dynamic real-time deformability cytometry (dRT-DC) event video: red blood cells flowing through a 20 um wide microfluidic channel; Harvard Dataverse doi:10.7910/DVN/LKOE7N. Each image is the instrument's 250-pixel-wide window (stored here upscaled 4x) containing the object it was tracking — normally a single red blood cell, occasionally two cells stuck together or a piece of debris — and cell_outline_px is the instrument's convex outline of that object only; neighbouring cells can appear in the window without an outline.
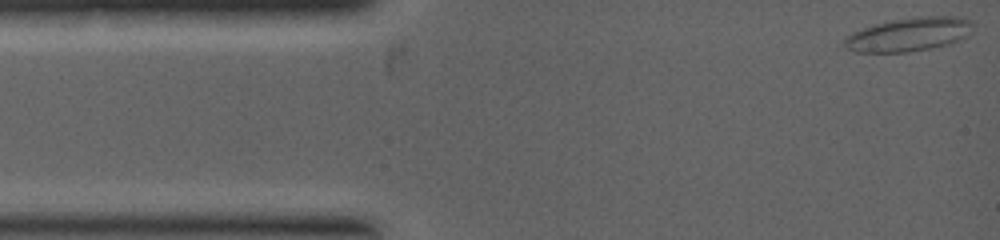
{"species": "common noctule bat (a hibernating species)", "species_latin": "Nyctalus noctula", "temperature_condition": "warm", "stored_images_in_passage": 23, "camera_frame_rate_fps": 5000, "um_per_image_px": 0.085, "animal": {"sex": "female", "body_mass_g": 19.0, "forearm_length_mm": 53.3}, "frame": {"image": 1, "passage_image": 1, "time_ms": 0.0, "image_size_px": [1000, 240], "cell_outline_px": [[972, 24], [968, 36], [948, 44], [908, 52], [856, 52], [848, 48], [844, 44], [844, 40], [852, 32], [876, 24], [892, 20], [920, 16], [952, 16], [968, 20]], "centroid_in_image_um": [77.25, 2.92], "position_along_channel_um": 7.8, "area_um2": 24.74}}
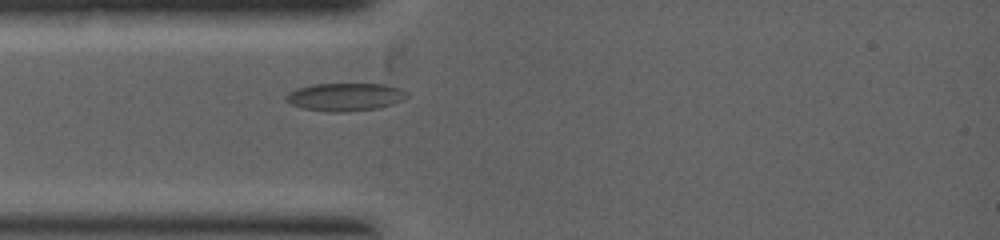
{"frame": {"image": 2, "passage_image": 15, "time_ms": 1.8, "image_size_px": [1000, 240], "cell_outline_px": [[408, 96], [392, 104], [376, 108], [348, 112], [332, 112], [304, 108], [292, 104], [284, 100], [284, 96], [288, 92], [296, 88], [312, 84], [384, 84], [400, 88], [408, 92]], "centroid_in_image_um": [29.31, 8.23], "position_along_channel_um": 55.7, "area_um2": 19.65}}
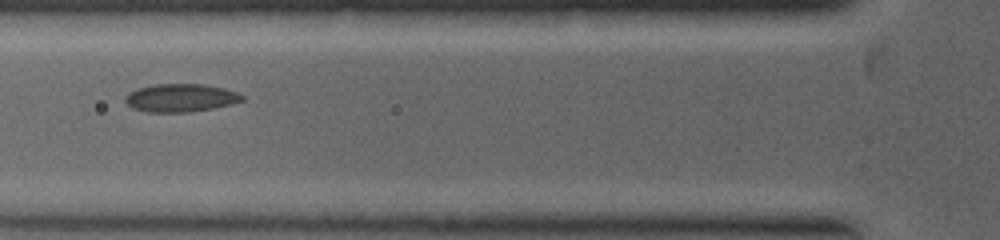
{"frame": {"image": 3, "passage_image": 22, "time_ms": 2.6, "image_size_px": [1000, 240], "cell_outline_px": [[244, 100], [232, 104], [212, 108], [188, 112], [148, 112], [132, 108], [124, 100], [124, 96], [128, 92], [136, 88], [152, 84], [204, 84], [224, 88], [236, 92], [244, 96]], "centroid_in_image_um": [15.32, 8.31], "position_along_channel_um": 110.5, "area_um2": 19.25}}